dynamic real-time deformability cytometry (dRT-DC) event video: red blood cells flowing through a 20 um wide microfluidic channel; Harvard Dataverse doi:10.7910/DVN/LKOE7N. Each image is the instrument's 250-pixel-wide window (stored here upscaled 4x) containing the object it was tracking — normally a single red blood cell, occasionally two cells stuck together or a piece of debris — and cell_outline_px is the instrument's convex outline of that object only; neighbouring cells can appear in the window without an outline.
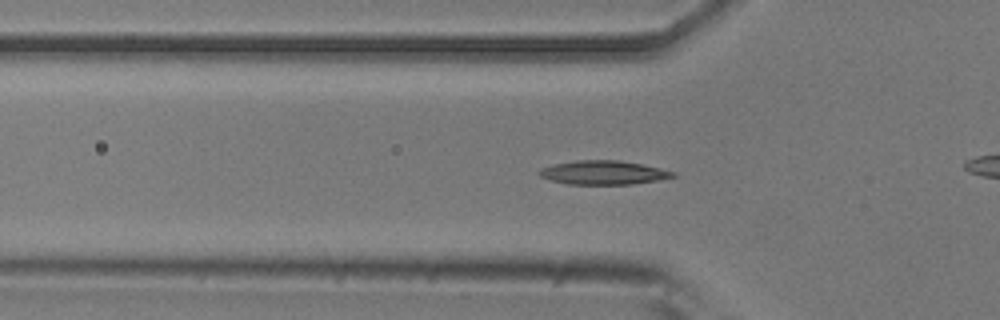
{"species": "common noctule bat (a hibernating species)", "species_latin": "Nyctalus noctula", "temperature_condition": "room temperature", "stored_images_in_passage": 42, "camera_frame_rate_fps": 3000, "um_per_image_px": 0.085, "animal": {"sex": "male", "body_mass_g": 20.5, "forearm_length_mm": 52.5}, "frame": {"image": 1, "passage_image": 6, "time_ms": 1.667, "image_size_px": [1000, 320], "cell_outline_px": [[676, 176], [656, 180], [632, 184], [568, 184], [552, 180], [540, 176], [536, 172], [540, 168], [556, 164], [576, 160], [620, 160], [660, 168], [676, 172]], "centroid_in_image_um": [51.27, 14.66], "position_along_channel_um": 74.5, "area_um2": 18.44}}
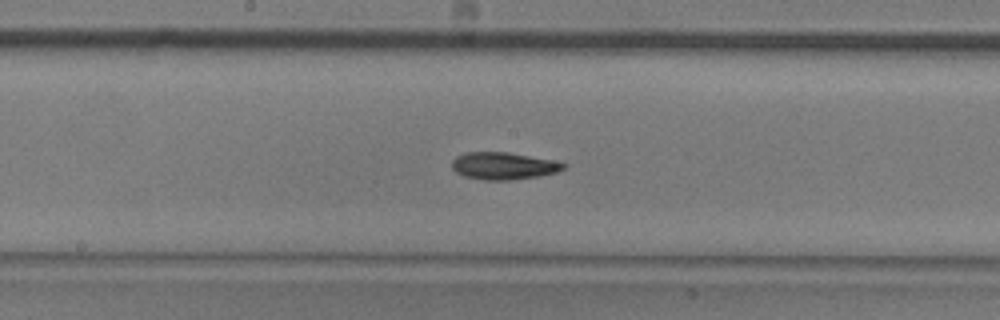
{"frame": {"image": 2, "passage_image": 16, "time_ms": 5.0, "image_size_px": [1000, 320], "cell_outline_px": [[568, 164], [564, 168], [556, 172], [540, 176], [508, 180], [484, 180], [464, 176], [456, 172], [452, 168], [452, 160], [456, 156], [464, 152], [508, 152], [552, 160]], "centroid_in_image_um": [42.77, 14.09], "position_along_channel_um": 205.4, "area_um2": 17.69}}
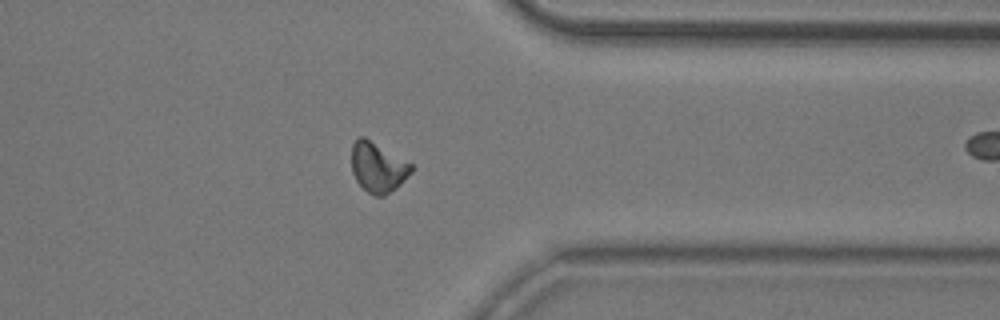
{"frame": {"image": 3, "passage_image": 30, "time_ms": 9.667, "image_size_px": [1000, 320], "cell_outline_px": [[412, 172], [396, 188], [384, 196], [376, 196], [368, 192], [356, 180], [352, 172], [352, 144], [360, 136], [364, 136], [412, 164]], "centroid_in_image_um": [32.11, 14.22], "position_along_channel_um": 379.3, "area_um2": 17.17}, "authors_computed_cell_mechanics": {"area_um2": 17.3111, "velocity_mm_per_s": 3.9077, "shape_relaxation_time_tau1_ms": 5.7105, "shape_relaxation_time_tau2_ms": 3.6401, "deformation_change_tau1": 0.1482, "deformation_change_tau2": 0.0806}}